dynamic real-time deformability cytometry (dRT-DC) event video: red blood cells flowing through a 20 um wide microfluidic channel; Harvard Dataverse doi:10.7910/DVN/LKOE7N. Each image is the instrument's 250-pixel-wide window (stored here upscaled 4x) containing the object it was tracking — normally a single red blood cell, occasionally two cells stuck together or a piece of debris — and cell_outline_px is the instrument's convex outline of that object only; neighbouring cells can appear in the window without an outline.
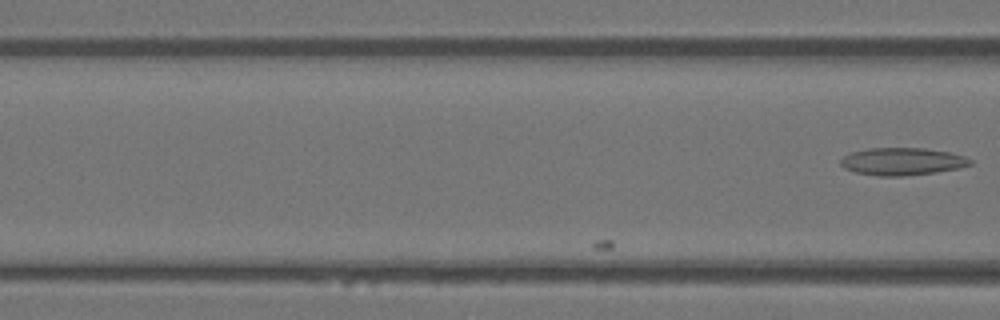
{"species": "Egyptian fruit bat (a non-hibernating species)", "species_latin": "Rousettus aegyptiacus", "temperature_condition": "warm", "stored_images_in_passage": 9, "camera_frame_rate_fps": 3000, "um_per_image_px": 0.085, "animal": {"sex": "female"}, "frame": {"image": 1, "passage_image": 9, "time_ms": 2.667, "image_size_px": [1000, 320], "cell_outline_px": [[972, 164], [960, 168], [936, 172], [900, 176], [880, 176], [856, 172], [844, 168], [840, 164], [840, 160], [844, 156], [852, 152], [868, 148], [924, 148], [948, 152], [964, 156], [972, 160]], "centroid_in_image_um": [76.69, 13.72], "position_along_channel_um": 89.9, "area_um2": 20.63}}